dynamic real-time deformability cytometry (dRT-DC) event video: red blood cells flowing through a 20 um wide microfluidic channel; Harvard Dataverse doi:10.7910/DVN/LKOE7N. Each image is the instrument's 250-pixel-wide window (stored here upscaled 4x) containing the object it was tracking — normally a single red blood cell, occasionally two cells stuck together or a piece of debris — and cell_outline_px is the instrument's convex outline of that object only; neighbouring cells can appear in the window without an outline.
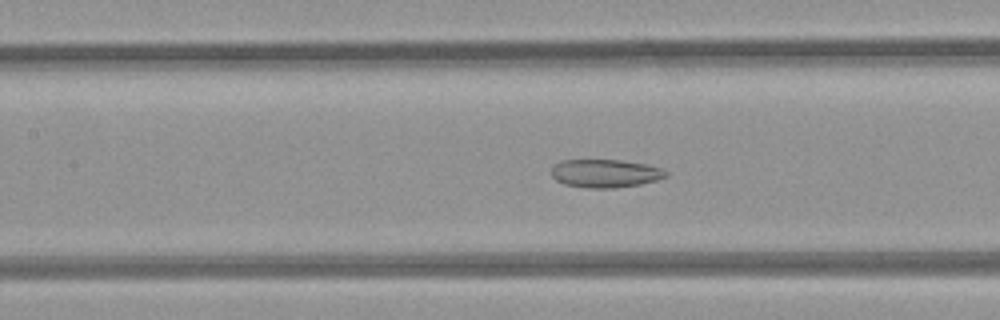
{"species": "common noctule bat (a hibernating species)", "species_latin": "Nyctalus noctula", "temperature_condition": "room temperature", "stored_images_in_passage": 52, "camera_frame_rate_fps": 3000, "um_per_image_px": 0.085, "animal": {"sex": "female", "body_mass_g": 21.9}, "frame": {"image": 1, "passage_image": 23, "time_ms": 7.333, "image_size_px": [1000, 320], "cell_outline_px": [[668, 176], [656, 180], [640, 184], [616, 188], [588, 188], [564, 184], [556, 180], [552, 176], [552, 164], [560, 160], [620, 160], [648, 164], [664, 168], [668, 172]], "centroid_in_image_um": [51.46, 14.73], "position_along_channel_um": 155.9, "area_um2": 19.07}}
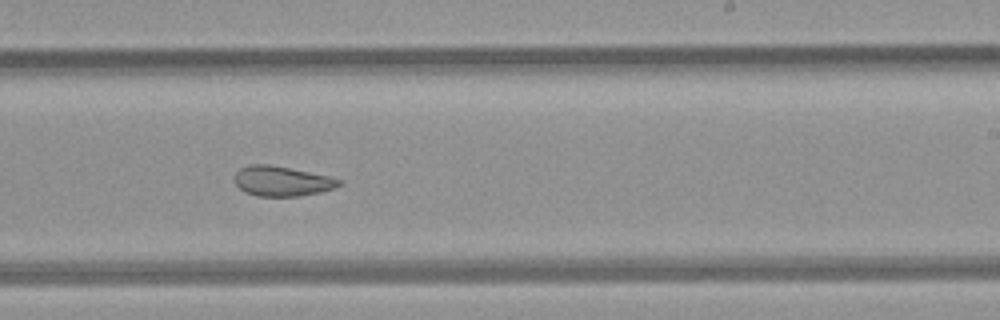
{"frame": {"image": 2, "passage_image": 31, "time_ms": 10.0, "image_size_px": [1000, 320], "cell_outline_px": [[344, 184], [336, 188], [320, 192], [300, 196], [256, 196], [244, 192], [232, 180], [236, 172], [240, 168], [248, 164], [268, 164], [332, 176], [344, 180]], "centroid_in_image_um": [24.0, 15.39], "position_along_channel_um": 265.0, "area_um2": 18.67}}
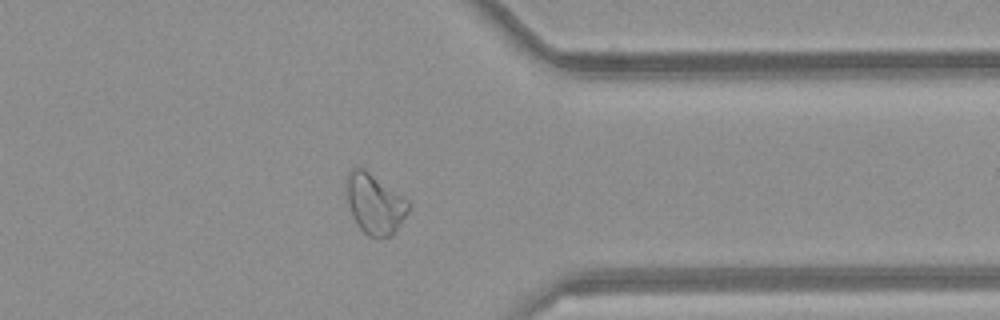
{"frame": {"image": 3, "passage_image": 40, "time_ms": 13.0, "image_size_px": [1000, 320], "cell_outline_px": [[412, 204], [408, 212], [392, 236], [368, 236], [356, 224], [352, 216], [348, 204], [348, 172], [352, 168], [360, 164], [404, 196]], "centroid_in_image_um": [31.88, 17.28], "position_along_channel_um": 379.5, "area_um2": 21.91}, "authors_computed_cell_mechanics": {"area_um2": 25.0563, "velocity_mm_per_s": 4.1083, "shape_relaxation_time_tau1_ms": null, "shape_relaxation_time_tau2_ms": 2.5326, "deformation_change_tau1": null, "deformation_change_tau2": 0.0937}}